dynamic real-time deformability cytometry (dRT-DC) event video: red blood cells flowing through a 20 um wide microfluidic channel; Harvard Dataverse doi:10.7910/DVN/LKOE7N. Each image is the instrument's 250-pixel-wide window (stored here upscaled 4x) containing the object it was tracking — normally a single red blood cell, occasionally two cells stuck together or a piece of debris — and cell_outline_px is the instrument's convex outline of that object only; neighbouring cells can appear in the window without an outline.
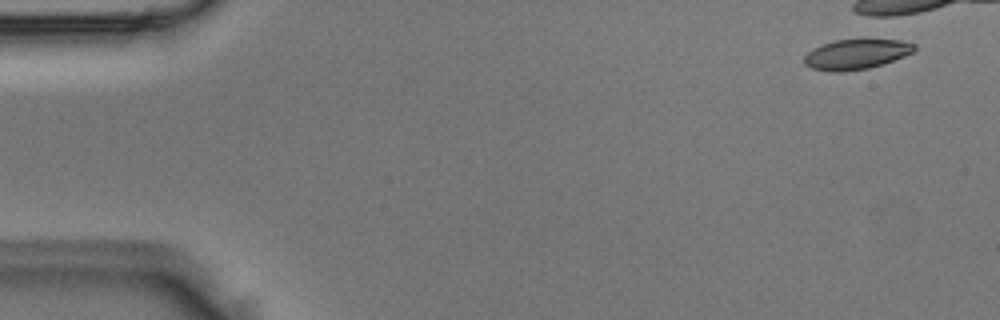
{"species": "Egyptian fruit bat (a non-hibernating species)", "species_latin": "Rousettus aegyptiacus", "temperature_condition": "room temperature", "stored_images_in_passage": 1, "camera_frame_rate_fps": 3000, "um_per_image_px": 0.085, "animal": {"sex": "male"}, "frame": {"image": 1, "passage_image": 1, "time_ms": 0.0, "image_size_px": [1000, 320], "cell_outline_px": [[916, 48], [912, 52], [904, 56], [884, 64], [868, 68], [844, 72], [832, 72], [812, 68], [804, 64], [804, 56], [808, 52], [824, 44], [836, 40], [900, 40], [916, 44]], "centroid_in_image_um": [72.79, 4.63], "position_along_channel_um": 12.2, "area_um2": 19.07}}